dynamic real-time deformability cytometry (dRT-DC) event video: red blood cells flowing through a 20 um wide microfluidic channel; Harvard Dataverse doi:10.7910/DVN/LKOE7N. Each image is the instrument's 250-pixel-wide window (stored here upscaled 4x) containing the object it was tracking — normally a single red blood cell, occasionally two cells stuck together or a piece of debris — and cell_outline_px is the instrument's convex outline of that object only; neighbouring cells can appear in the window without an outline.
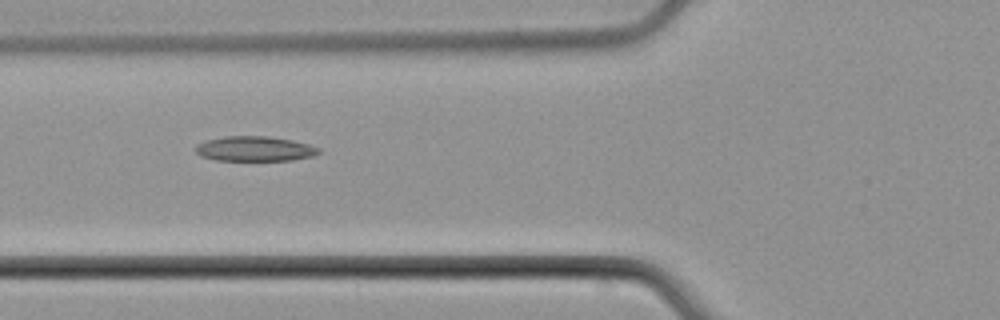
{"species": "common noctule bat (a hibernating species)", "species_latin": "Nyctalus noctula", "temperature_condition": "cold", "stored_images_in_passage": 3, "camera_frame_rate_fps": 3000, "um_per_image_px": 0.085, "animal": {"sex": "male", "body_mass_g": 21.5, "forearm_length_mm": 52.0}, "frame": {"image": 1, "passage_image": 2, "time_ms": 1.0, "image_size_px": [1000, 320], "cell_outline_px": [[320, 152], [312, 156], [292, 160], [216, 160], [200, 156], [196, 152], [196, 144], [204, 140], [224, 136], [268, 136], [292, 140], [308, 144], [320, 148]], "centroid_in_image_um": [21.62, 12.64], "position_along_channel_um": 104.2, "area_um2": 17.92}}
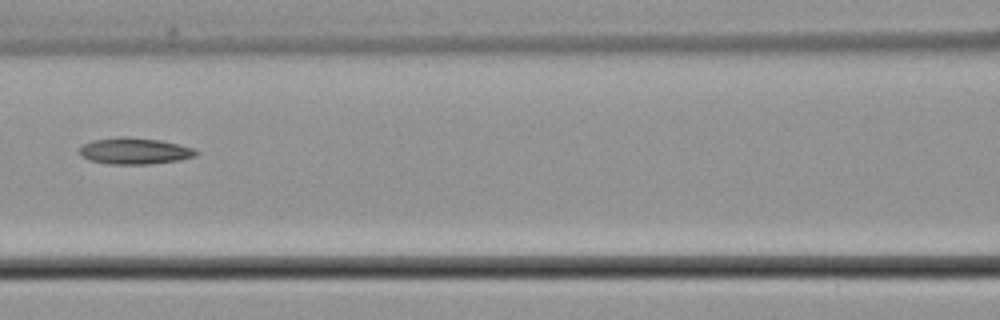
{"frame": {"image": 2, "passage_image": 3, "time_ms": 2.333, "image_size_px": [1000, 320], "cell_outline_px": [[200, 152], [196, 156], [176, 160], [148, 164], [108, 164], [88, 160], [80, 156], [80, 148], [84, 144], [92, 140], [120, 136], [124, 136], [160, 140], [192, 148]], "centroid_in_image_um": [11.39, 12.83], "position_along_channel_um": 155.2, "area_um2": 17.86}}